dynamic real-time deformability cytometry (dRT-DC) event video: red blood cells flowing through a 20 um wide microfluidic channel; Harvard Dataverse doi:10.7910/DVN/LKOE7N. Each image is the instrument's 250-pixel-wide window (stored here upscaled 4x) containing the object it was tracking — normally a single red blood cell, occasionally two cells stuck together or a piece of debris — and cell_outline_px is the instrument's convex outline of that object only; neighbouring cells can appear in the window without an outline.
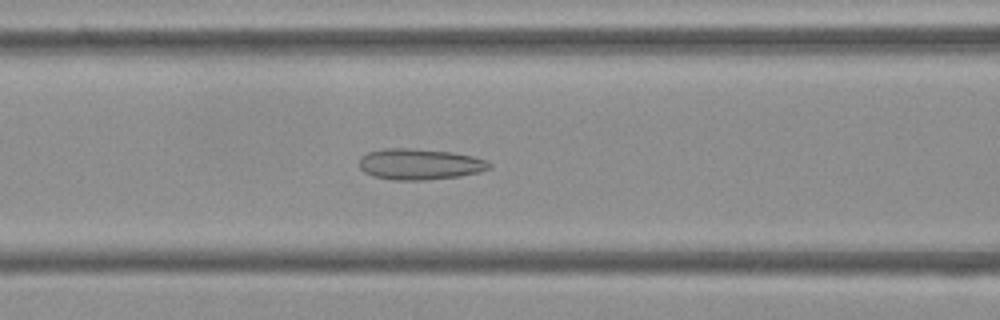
{"species": "Egyptian fruit bat (a non-hibernating species)", "species_latin": "Rousettus aegyptiacus", "temperature_condition": "cold", "stored_images_in_passage": 52, "camera_frame_rate_fps": 3000, "um_per_image_px": 0.085, "frame": {"image": 1, "passage_image": 21, "time_ms": 6.667, "image_size_px": [1000, 320], "cell_outline_px": [[492, 164], [488, 168], [480, 172], [460, 176], [424, 180], [392, 180], [372, 176], [364, 172], [360, 168], [360, 156], [368, 152], [384, 148], [416, 148], [452, 152], [472, 156], [488, 160]], "centroid_in_image_um": [35.66, 13.95], "position_along_channel_um": 130.9, "area_um2": 23.7}}
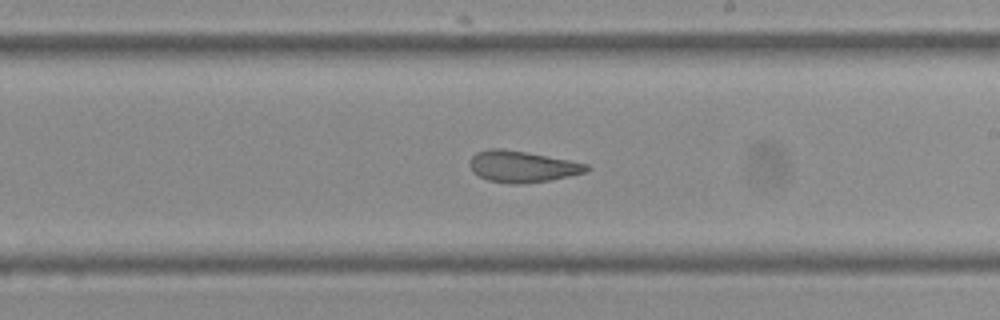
{"frame": {"image": 2, "passage_image": 30, "time_ms": 9.667, "image_size_px": [1000, 320], "cell_outline_px": [[592, 168], [588, 172], [548, 180], [520, 184], [512, 184], [488, 180], [472, 172], [468, 164], [472, 156], [476, 152], [488, 148], [504, 148], [568, 160], [588, 164]], "centroid_in_image_um": [44.36, 14.15], "position_along_channel_um": 244.6, "area_um2": 21.39}}
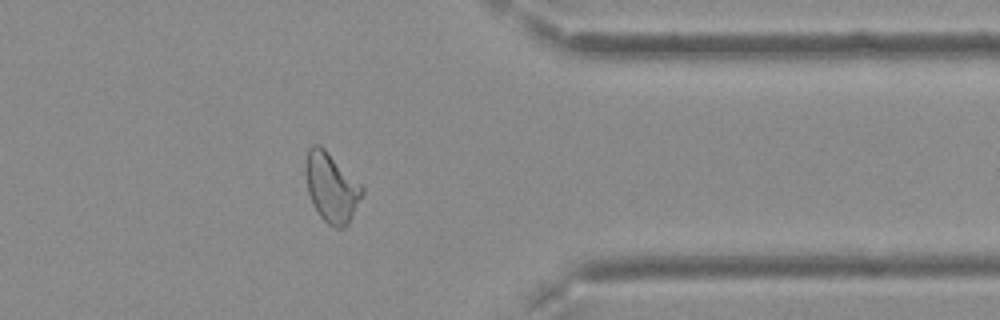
{"frame": {"image": 3, "passage_image": 42, "time_ms": 13.667, "image_size_px": [1000, 320], "cell_outline_px": [[364, 192], [348, 224], [344, 228], [336, 228], [328, 224], [320, 216], [312, 204], [308, 192], [304, 172], [304, 164], [308, 148], [312, 144], [320, 144], [364, 188]], "centroid_in_image_um": [28.13, 15.92], "position_along_channel_um": 383.3, "area_um2": 22.83}, "authors_computed_cell_mechanics": {"area_um2": 23.7847, "velocity_mm_per_s": 3.7872, "shape_relaxation_time_tau1_ms": null, "shape_relaxation_time_tau2_ms": 2.1833, "deformation_change_tau1": null, "deformation_change_tau2": 0.0935}}